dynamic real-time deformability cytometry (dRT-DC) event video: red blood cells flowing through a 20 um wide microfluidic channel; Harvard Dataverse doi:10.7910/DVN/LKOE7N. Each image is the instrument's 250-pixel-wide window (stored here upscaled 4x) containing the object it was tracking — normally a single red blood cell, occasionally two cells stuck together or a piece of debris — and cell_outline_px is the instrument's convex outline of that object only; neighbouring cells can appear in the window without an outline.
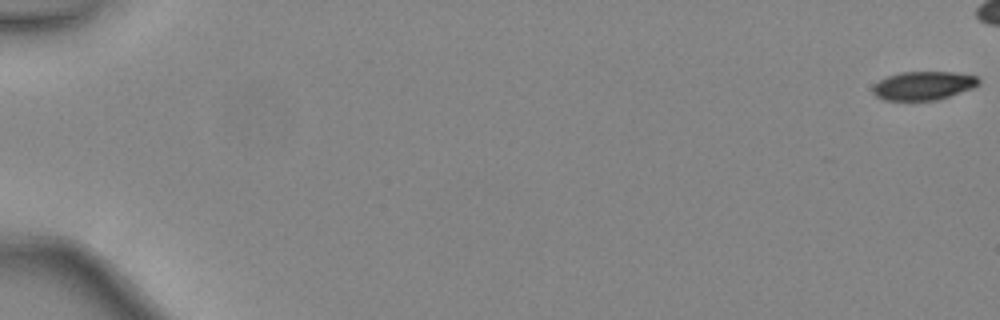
{"species": "common noctule bat (a hibernating species)", "species_latin": "Nyctalus noctula", "temperature_condition": "warm", "stored_images_in_passage": 43, "camera_frame_rate_fps": 3000, "um_per_image_px": 0.085, "animal": {"sex": "female", "body_mass_g": 24.6, "forearm_length_mm": 56.2}, "frame": {"image": 1, "passage_image": 1, "time_ms": 0.0, "image_size_px": [1000, 320], "cell_outline_px": [[980, 84], [972, 88], [936, 100], [884, 100], [876, 96], [872, 92], [872, 88], [880, 80], [888, 76], [900, 72], [952, 72], [976, 76], [980, 80]], "centroid_in_image_um": [78.48, 7.28], "position_along_channel_um": 6.5, "area_um2": 17.46}}
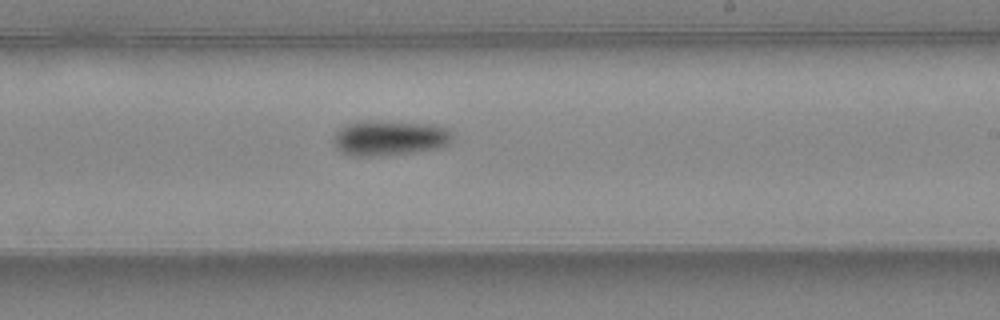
{"frame": {"image": 2, "passage_image": 31, "time_ms": 10.0, "image_size_px": [1000, 320], "cell_outline_px": [[452, 136], [448, 144], [440, 148], [384, 156], [352, 156], [340, 152], [336, 148], [332, 140], [332, 136], [340, 128], [348, 124], [372, 120], [376, 120], [436, 124], [448, 128], [452, 132]], "centroid_in_image_um": [33.11, 11.73], "position_along_channel_um": 255.9, "area_um2": 24.8}}
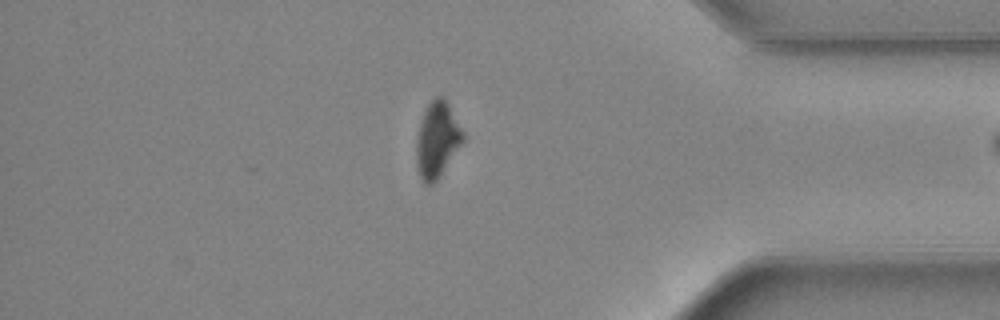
{"frame": {"image": 3, "passage_image": 42, "time_ms": 13.667, "image_size_px": [1000, 320], "cell_outline_px": [[464, 140], [436, 180], [432, 184], [424, 184], [420, 176], [416, 164], [416, 140], [420, 124], [424, 112], [428, 104], [436, 96], [444, 96], [464, 132]], "centroid_in_image_um": [37.15, 11.86], "position_along_channel_um": 398.0, "area_um2": 20.23}}